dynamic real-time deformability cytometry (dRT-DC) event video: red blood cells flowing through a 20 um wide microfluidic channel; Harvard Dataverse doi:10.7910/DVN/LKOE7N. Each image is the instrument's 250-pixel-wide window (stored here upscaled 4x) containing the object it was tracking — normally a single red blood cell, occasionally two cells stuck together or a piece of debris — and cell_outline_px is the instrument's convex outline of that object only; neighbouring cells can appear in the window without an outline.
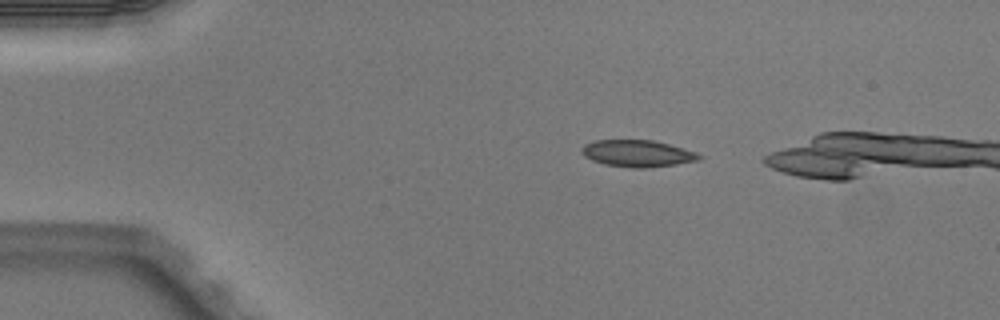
{"species": "Egyptian fruit bat (a non-hibernating species)", "species_latin": "Rousettus aegyptiacus", "temperature_condition": "warm", "stored_images_in_passage": 4, "camera_frame_rate_fps": 3000, "um_per_image_px": 0.085, "animal": {"sex": "male"}, "frame": {"image": 1, "passage_image": 2, "time_ms": 0.333, "image_size_px": [1000, 320], "cell_outline_px": [[704, 156], [700, 160], [676, 164], [648, 168], [632, 168], [604, 164], [592, 160], [584, 156], [580, 152], [580, 148], [584, 144], [592, 140], [652, 140], [668, 144], [696, 152]], "centroid_in_image_um": [54.16, 13.04], "position_along_channel_um": 30.8, "area_um2": 18.5}}
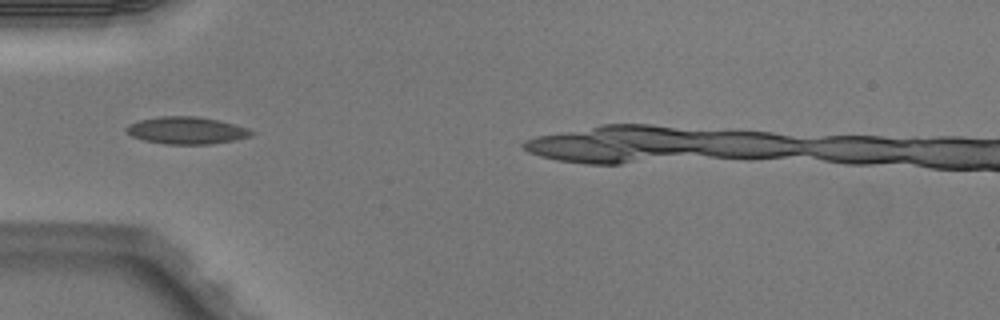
{"frame": {"image": 2, "passage_image": 4, "time_ms": 1.0, "image_size_px": [1000, 320], "cell_outline_px": [[256, 132], [252, 136], [232, 140], [208, 144], [164, 144], [144, 140], [132, 136], [124, 128], [128, 124], [140, 120], [160, 116], [196, 116], [220, 120], [248, 128]], "centroid_in_image_um": [15.86, 11.08], "position_along_channel_um": 69.1, "area_um2": 19.83}}